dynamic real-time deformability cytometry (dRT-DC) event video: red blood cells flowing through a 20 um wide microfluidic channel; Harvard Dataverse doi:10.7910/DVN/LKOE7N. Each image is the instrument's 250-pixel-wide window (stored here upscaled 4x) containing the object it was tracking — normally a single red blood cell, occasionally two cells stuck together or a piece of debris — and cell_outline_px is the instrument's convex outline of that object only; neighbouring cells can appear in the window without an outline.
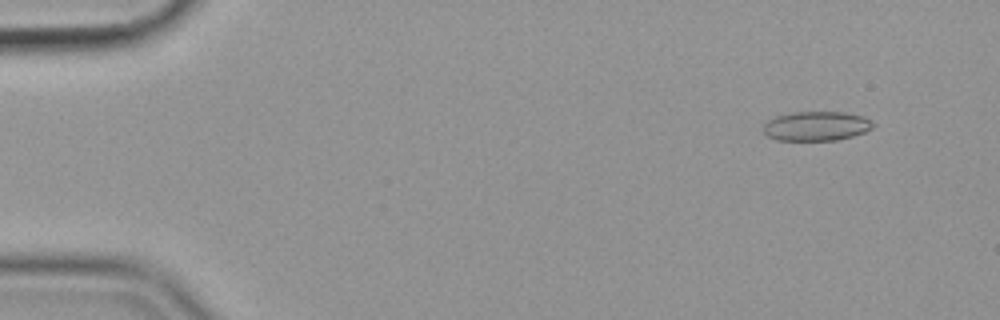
{"species": "common noctule bat (a hibernating species)", "species_latin": "Nyctalus noctula", "temperature_condition": "cold", "stored_images_in_passage": 56, "camera_frame_rate_fps": 3000, "um_per_image_px": 0.085, "animal": {"sex": "female", "body_mass_g": 19.9}, "frame": {"image": 1, "passage_image": 5, "time_ms": 1.333, "image_size_px": [1000, 320], "cell_outline_px": [[876, 124], [872, 128], [864, 132], [852, 136], [836, 140], [776, 140], [768, 136], [764, 132], [764, 124], [768, 120], [776, 116], [792, 112], [844, 112], [864, 116], [872, 120]], "centroid_in_image_um": [69.42, 10.71], "position_along_channel_um": 15.6, "area_um2": 18.84}}
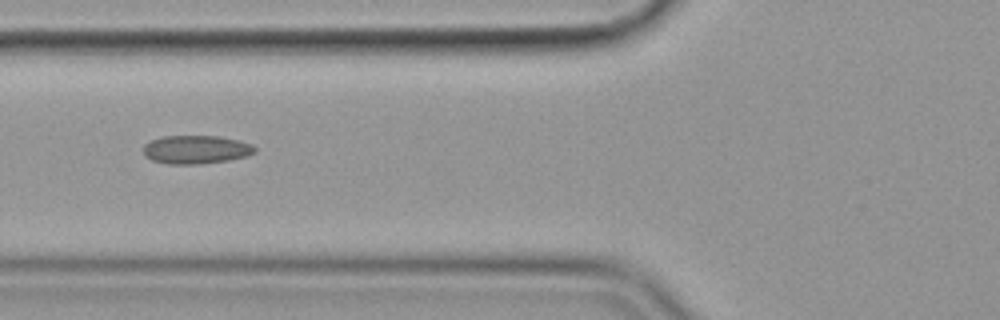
{"frame": {"image": 2, "passage_image": 22, "time_ms": 7.0, "image_size_px": [1000, 320], "cell_outline_px": [[256, 152], [248, 156], [228, 160], [196, 164], [168, 164], [152, 160], [144, 156], [144, 144], [160, 136], [220, 136], [252, 144], [256, 148]], "centroid_in_image_um": [16.66, 12.71], "position_along_channel_um": 109.1, "area_um2": 18.5}}
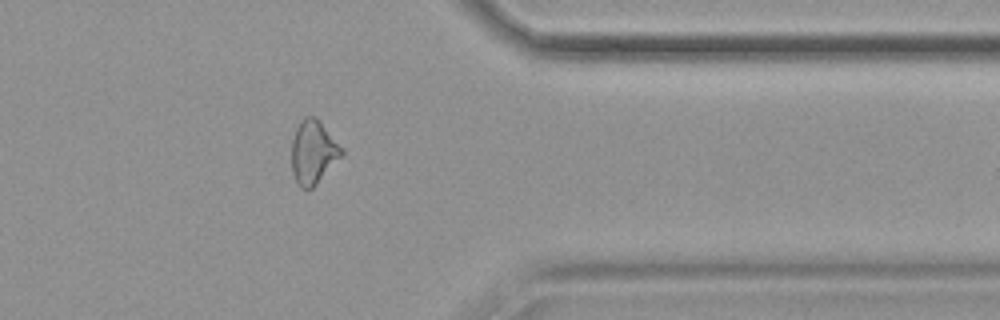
{"frame": {"image": 3, "passage_image": 46, "time_ms": 15.0, "image_size_px": [1000, 320], "cell_outline_px": [[344, 152], [316, 184], [312, 188], [300, 188], [296, 184], [292, 172], [292, 140], [296, 128], [304, 116], [316, 116], [320, 120], [344, 148]], "centroid_in_image_um": [26.62, 12.9], "position_along_channel_um": 384.8, "area_um2": 18.55}, "authors_computed_cell_mechanics": {"area_um2": 18.785, "velocity_mm_per_s": 3.5824, "shape_relaxation_time_tau1_ms": null, "shape_relaxation_time_tau2_ms": 3.5887, "deformation_change_tau1": null, "deformation_change_tau2": 0.1024}}